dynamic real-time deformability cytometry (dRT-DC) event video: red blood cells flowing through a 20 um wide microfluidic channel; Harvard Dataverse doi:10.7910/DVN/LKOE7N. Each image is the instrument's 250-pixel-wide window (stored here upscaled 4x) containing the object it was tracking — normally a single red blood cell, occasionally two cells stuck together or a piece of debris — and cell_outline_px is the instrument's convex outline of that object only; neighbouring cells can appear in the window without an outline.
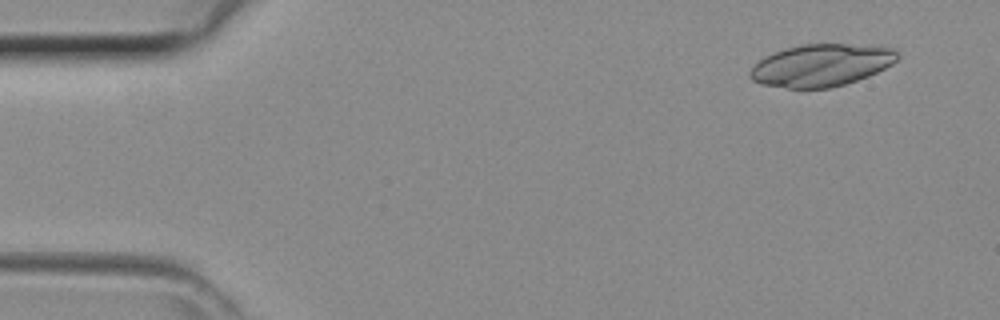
{"species": "common noctule bat (a hibernating species)", "species_latin": "Nyctalus noctula", "temperature_condition": "room temperature", "stored_images_in_passage": 31, "segment_of_instrument_passage": [1, 2], "camera_frame_rate_fps": 3000, "um_per_image_px": 0.085, "animal": {"sex": "female", "body_mass_g": 29.2, "forearm_length_mm": 56.3}, "frame": {"image": 1, "passage_image": 3, "time_ms": 0.667, "image_size_px": [1000, 320], "cell_outline_px": [[900, 56], [892, 64], [868, 76], [844, 84], [828, 88], [788, 88], [764, 84], [752, 80], [748, 76], [748, 72], [764, 56], [784, 48], [804, 44], [844, 44], [892, 48]], "centroid_in_image_um": [69.77, 5.54], "position_along_channel_um": 15.2, "area_um2": 35.89}}